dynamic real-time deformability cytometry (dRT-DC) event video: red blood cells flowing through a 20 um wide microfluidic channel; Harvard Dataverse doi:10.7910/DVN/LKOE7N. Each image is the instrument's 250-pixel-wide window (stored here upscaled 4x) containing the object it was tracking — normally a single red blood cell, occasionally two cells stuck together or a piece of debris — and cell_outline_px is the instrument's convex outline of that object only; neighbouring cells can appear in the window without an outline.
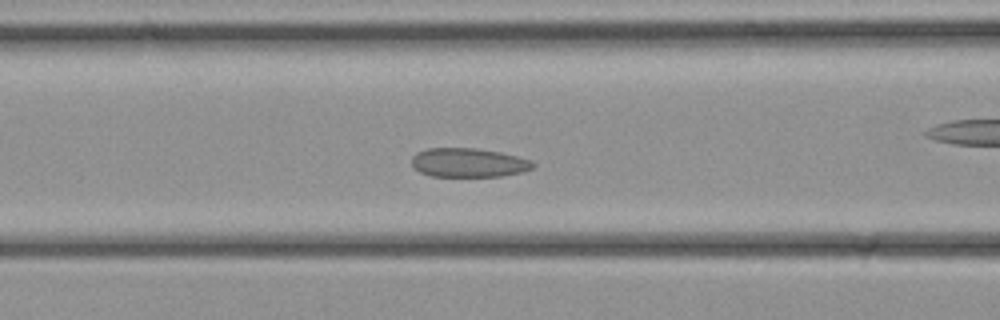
{"species": "common noctule bat (a hibernating species)", "species_latin": "Nyctalus noctula", "temperature_condition": "cold", "stored_images_in_passage": 30, "camera_frame_rate_fps": 3000, "um_per_image_px": 0.085, "animal": {"sex": "female", "body_mass_g": 21.9}, "frame": {"image": 1, "passage_image": 9, "time_ms": 2.667, "image_size_px": [1000, 320], "cell_outline_px": [[536, 164], [532, 168], [524, 172], [500, 176], [432, 176], [420, 172], [412, 168], [412, 156], [416, 152], [428, 148], [476, 148], [500, 152], [532, 160]], "centroid_in_image_um": [39.82, 13.82], "position_along_channel_um": 126.8, "area_um2": 20.63}}
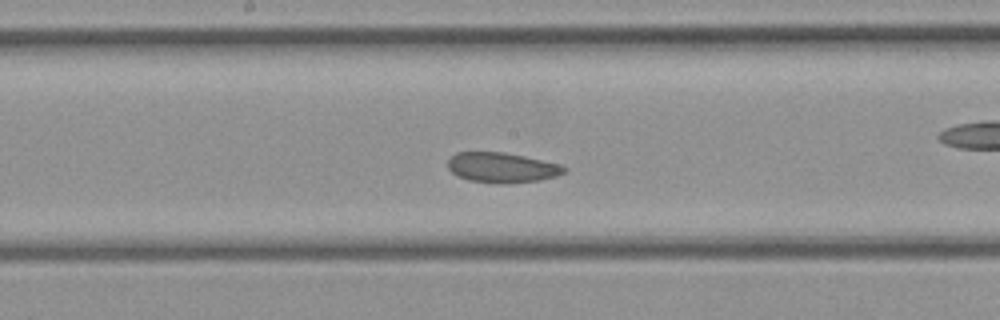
{"frame": {"image": 2, "passage_image": 13, "time_ms": 4.0, "image_size_px": [1000, 320], "cell_outline_px": [[568, 168], [564, 172], [556, 176], [540, 180], [504, 184], [500, 184], [468, 180], [456, 176], [448, 168], [448, 160], [456, 152], [504, 152], [524, 156], [560, 164]], "centroid_in_image_um": [42.65, 14.25], "position_along_channel_um": 205.5, "area_um2": 20.46}}